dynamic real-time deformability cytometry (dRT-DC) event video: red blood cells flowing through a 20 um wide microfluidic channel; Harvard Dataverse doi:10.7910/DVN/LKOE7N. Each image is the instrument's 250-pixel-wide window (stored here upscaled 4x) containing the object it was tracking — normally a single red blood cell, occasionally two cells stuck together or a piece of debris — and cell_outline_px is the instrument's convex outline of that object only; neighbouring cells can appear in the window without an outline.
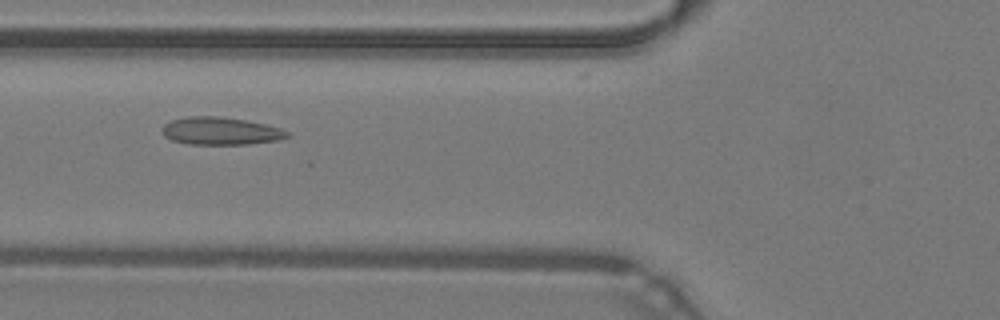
{"species": "common noctule bat (a hibernating species)", "species_latin": "Nyctalus noctula", "temperature_condition": "warm", "stored_images_in_passage": 37, "camera_frame_rate_fps": 3000, "um_per_image_px": 0.085, "animal": {"sex": "male", "body_mass_g": 19.2, "forearm_length_mm": 51.8}, "frame": {"image": 1, "passage_image": 7, "time_ms": 2.0, "image_size_px": [1000, 320], "cell_outline_px": [[292, 136], [280, 140], [248, 144], [188, 144], [172, 140], [164, 136], [160, 132], [160, 128], [164, 124], [172, 120], [188, 116], [220, 116], [244, 120], [264, 124], [280, 128], [288, 132]], "centroid_in_image_um": [18.73, 11.14], "position_along_channel_um": 107.1, "area_um2": 20.29}}
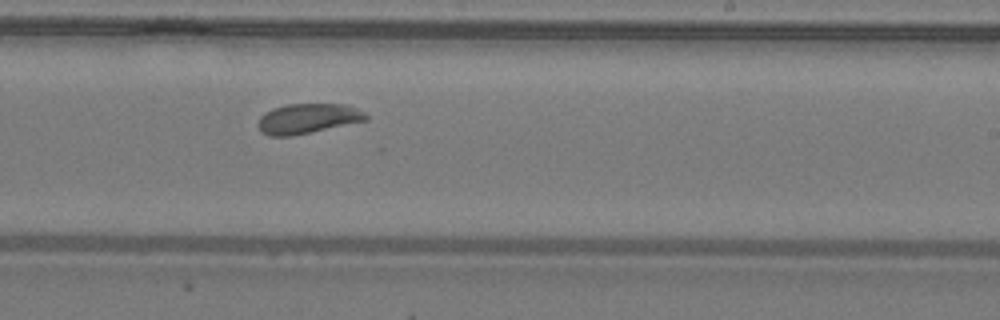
{"frame": {"image": 2, "passage_image": 18, "time_ms": 5.667, "image_size_px": [1000, 320], "cell_outline_px": [[368, 120], [292, 136], [272, 136], [260, 132], [260, 116], [264, 112], [272, 108], [288, 104], [344, 104], [364, 112], [368, 116]], "centroid_in_image_um": [26.15, 10.07], "position_along_channel_um": 262.8, "area_um2": 18.67}}
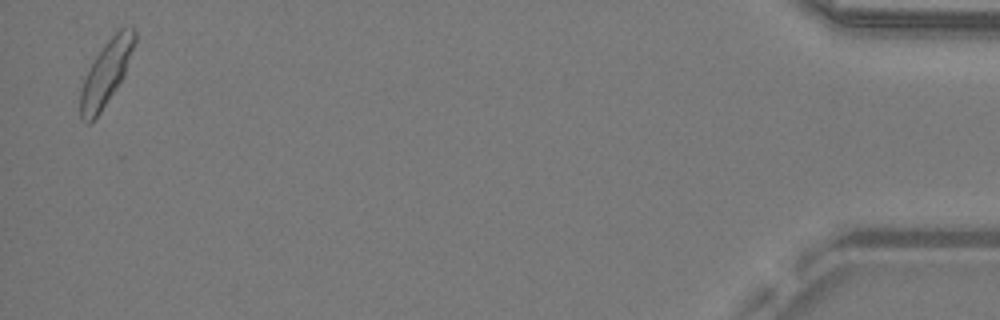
{"frame": {"image": 3, "passage_image": 36, "time_ms": 11.667, "image_size_px": [1000, 320], "cell_outline_px": [[136, 40], [124, 76], [100, 112], [88, 124], [84, 124], [80, 120], [80, 92], [84, 80], [96, 56], [104, 44], [120, 28], [132, 24], [136, 32]], "centroid_in_image_um": [9.04, 6.19], "position_along_channel_um": 426.2, "area_um2": 20.17}, "authors_computed_cell_mechanics": {"area_um2": 19.1896, "velocity_mm_per_s": 4.2428, "shape_relaxation_time_tau1_ms": 2.8101, "shape_relaxation_time_tau2_ms": 1.0088, "deformation_change_tau1": 0.117, "deformation_change_tau2": 0.0627}}